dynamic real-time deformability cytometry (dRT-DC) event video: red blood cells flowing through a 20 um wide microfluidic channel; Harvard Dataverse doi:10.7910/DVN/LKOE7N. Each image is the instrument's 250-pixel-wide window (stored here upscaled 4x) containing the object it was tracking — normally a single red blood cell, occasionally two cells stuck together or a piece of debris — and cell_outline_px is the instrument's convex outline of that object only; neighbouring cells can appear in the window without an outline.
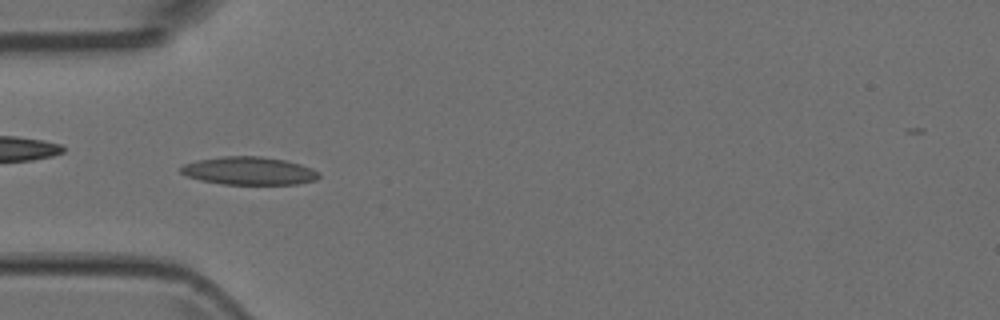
{"species": "Egyptian fruit bat (a non-hibernating species)", "species_latin": "Rousettus aegyptiacus", "temperature_condition": "room temperature", "stored_images_in_passage": 8, "camera_frame_rate_fps": 3000, "um_per_image_px": 0.085, "animal": {"sex": "female"}, "frame": {"image": 1, "passage_image": 6, "time_ms": 1.667, "image_size_px": [1000, 320], "cell_outline_px": [[320, 176], [316, 180], [296, 184], [224, 184], [200, 180], [188, 176], [180, 172], [180, 168], [184, 164], [196, 160], [220, 156], [260, 156], [284, 160], [300, 164], [312, 168], [320, 172]], "centroid_in_image_um": [21.17, 14.51], "position_along_channel_um": 63.8, "area_um2": 22.54}}
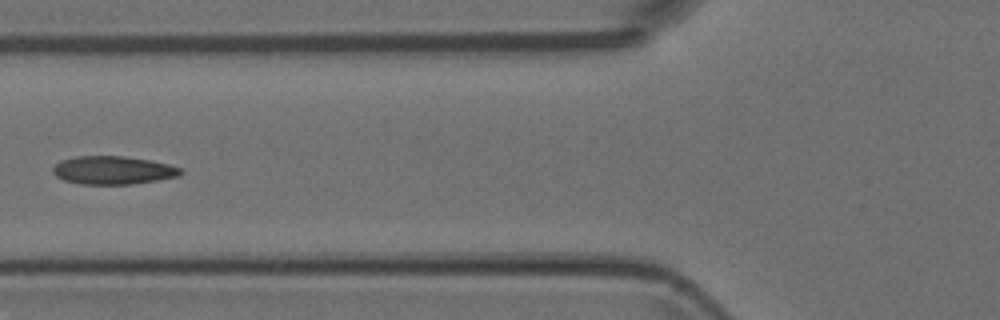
{"frame": {"image": 2, "passage_image": 7, "time_ms": 2.0, "image_size_px": [1000, 320], "cell_outline_px": [[184, 172], [180, 176], [160, 180], [132, 184], [80, 184], [64, 180], [56, 176], [52, 172], [52, 168], [60, 160], [76, 156], [124, 156], [148, 160], [168, 164], [180, 168]], "centroid_in_image_um": [9.61, 14.47], "position_along_channel_um": 116.2, "area_um2": 21.1}}
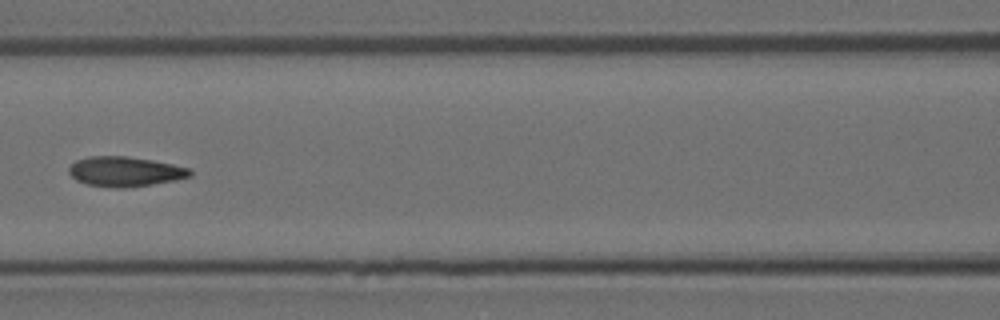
{"frame": {"image": 3, "passage_image": 8, "time_ms": 2.333, "image_size_px": [1000, 320], "cell_outline_px": [[192, 176], [176, 180], [152, 184], [124, 188], [116, 188], [88, 184], [76, 180], [68, 172], [68, 168], [76, 160], [88, 156], [128, 156], [152, 160], [172, 164], [188, 168], [192, 172]], "centroid_in_image_um": [10.62, 14.58], "position_along_channel_um": 156.0, "area_um2": 21.04}}